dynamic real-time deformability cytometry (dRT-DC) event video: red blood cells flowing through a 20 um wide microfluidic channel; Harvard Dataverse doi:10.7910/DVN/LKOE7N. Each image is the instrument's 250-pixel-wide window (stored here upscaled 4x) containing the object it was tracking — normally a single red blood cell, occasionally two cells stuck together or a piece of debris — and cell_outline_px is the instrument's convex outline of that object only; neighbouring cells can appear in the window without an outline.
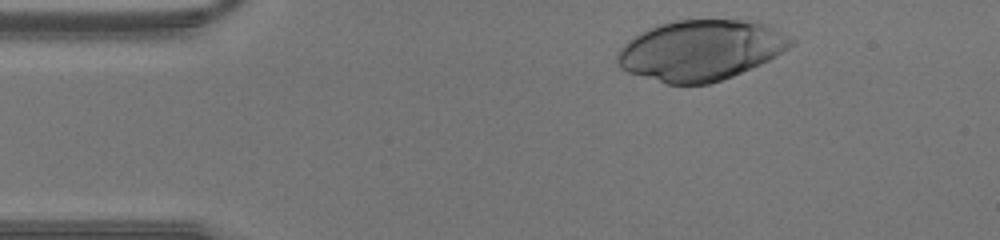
{"species": "human", "species_latin": "Homo sapiens", "temperature_condition": "warm", "stored_images_in_passage": 30, "camera_frame_rate_fps": 3000, "um_per_image_px": 0.085, "donor": {"sex": "male"}, "frame": {"image": 1, "passage_image": 2, "time_ms": 0.333, "image_size_px": [1000, 240], "cell_outline_px": [[796, 44], [776, 56], [760, 64], [732, 76], [708, 84], [664, 84], [628, 72], [620, 68], [616, 60], [616, 52], [628, 40], [640, 32], [648, 28], [660, 24], [676, 20], [760, 20], [768, 24], [796, 40]], "centroid_in_image_um": [59.57, 4.26], "position_along_channel_um": 25.4, "area_um2": 61.56}}